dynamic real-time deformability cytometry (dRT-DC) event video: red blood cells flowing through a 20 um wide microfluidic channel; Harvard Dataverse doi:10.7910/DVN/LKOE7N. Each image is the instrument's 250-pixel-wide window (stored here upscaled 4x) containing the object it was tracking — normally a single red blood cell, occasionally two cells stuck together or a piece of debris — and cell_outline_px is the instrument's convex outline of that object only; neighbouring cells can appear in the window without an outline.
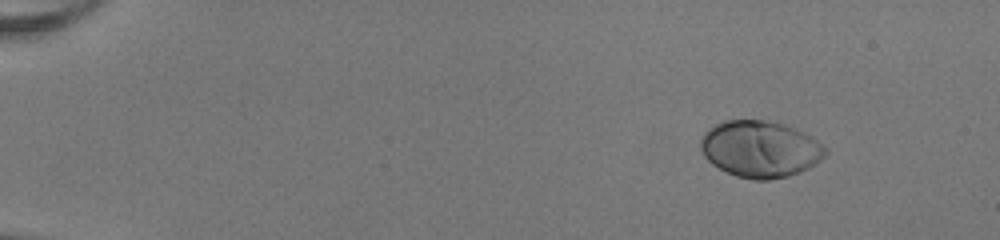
{"species": "human", "species_latin": "Homo sapiens", "temperature_condition": "room temperature", "stored_images_in_passage": 47, "camera_frame_rate_fps": 3000, "um_per_image_px": 0.085, "donor": {"sex": "female"}, "frame": {"image": 1, "passage_image": 1, "time_ms": 0.0, "image_size_px": [1000, 240], "cell_outline_px": [[828, 152], [824, 156], [808, 168], [800, 172], [788, 176], [768, 180], [752, 180], [736, 176], [712, 164], [704, 156], [700, 148], [700, 136], [708, 128], [724, 120], [764, 120], [784, 124], [804, 132], [812, 136], [828, 148]], "centroid_in_image_um": [64.61, 12.66], "position_along_channel_um": 20.4, "area_um2": 41.38}}
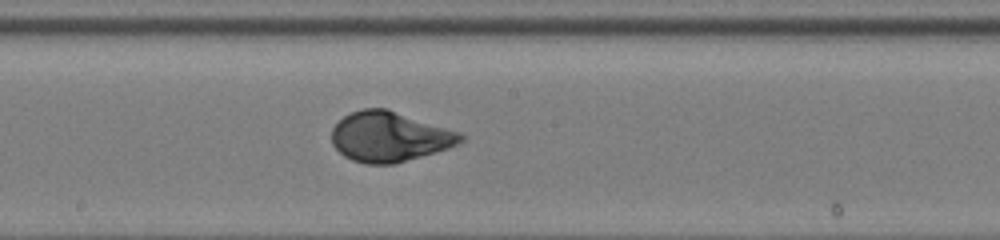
{"frame": {"image": 2, "passage_image": 25, "time_ms": 8.0, "image_size_px": [1000, 240], "cell_outline_px": [[464, 140], [448, 148], [396, 164], [364, 164], [352, 160], [344, 156], [332, 144], [332, 128], [344, 116], [352, 112], [364, 108], [388, 108], [460, 132], [464, 136]], "centroid_in_image_um": [33.1, 11.62], "position_along_channel_um": 215.1, "area_um2": 37.63}}
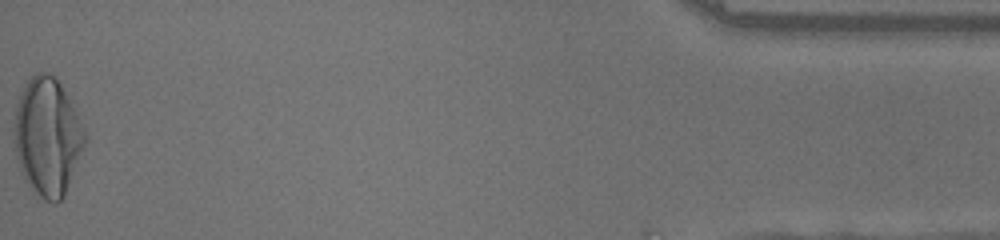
{"frame": {"image": 3, "passage_image": 47, "time_ms": 15.333, "image_size_px": [1000, 240], "cell_outline_px": [[88, 140], [64, 196], [56, 204], [52, 204], [44, 200], [24, 180], [20, 172], [12, 140], [12, 128], [16, 104], [28, 80], [36, 72], [48, 72], [56, 76], [88, 136]], "centroid_in_image_um": [4.01, 11.64], "position_along_channel_um": 431.2, "area_um2": 49.07}, "authors_computed_cell_mechanics": {"area_um2": 38.0902, "velocity_mm_per_s": 4.0413, "shape_relaxation_time_tau1_ms": 3.5886, "shape_relaxation_time_tau2_ms": null, "deformation_change_tau1": 0.2051, "deformation_change_tau2": null}}